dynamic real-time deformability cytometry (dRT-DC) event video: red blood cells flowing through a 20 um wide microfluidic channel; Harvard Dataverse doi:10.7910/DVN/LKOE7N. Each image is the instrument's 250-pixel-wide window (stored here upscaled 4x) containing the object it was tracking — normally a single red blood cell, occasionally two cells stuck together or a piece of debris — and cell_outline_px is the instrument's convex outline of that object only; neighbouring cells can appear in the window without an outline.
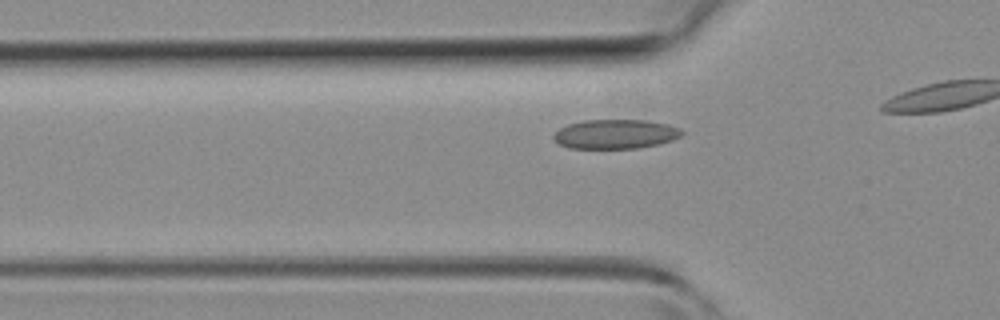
{"species": "common noctule bat (a hibernating species)", "species_latin": "Nyctalus noctula", "temperature_condition": "room temperature", "stored_images_in_passage": 9, "camera_frame_rate_fps": 3000, "um_per_image_px": 0.085, "animal": {"sex": "female", "body_mass_g": 19.3, "forearm_length_mm": 54.1}, "frame": {"image": 1, "passage_image": 4, "time_ms": 1.0, "image_size_px": [1000, 320], "cell_outline_px": [[684, 132], [680, 136], [672, 140], [640, 148], [568, 148], [560, 144], [552, 136], [560, 128], [568, 124], [584, 120], [644, 120], [668, 124], [680, 128]], "centroid_in_image_um": [52.32, 11.39], "position_along_channel_um": 73.5, "area_um2": 21.79}}
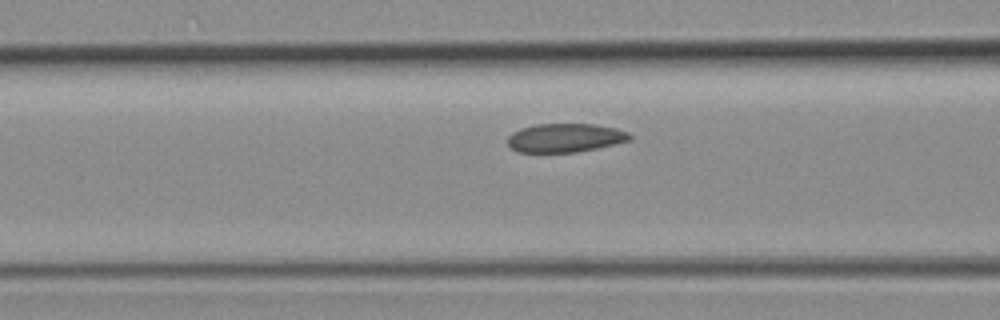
{"frame": {"image": 2, "passage_image": 7, "time_ms": 2.0, "image_size_px": [1000, 320], "cell_outline_px": [[632, 140], [596, 148], [576, 152], [516, 152], [508, 144], [508, 136], [512, 132], [520, 128], [536, 124], [596, 124], [616, 128], [628, 132], [632, 136]], "centroid_in_image_um": [48.04, 11.71], "position_along_channel_um": 118.6, "area_um2": 20.52}}